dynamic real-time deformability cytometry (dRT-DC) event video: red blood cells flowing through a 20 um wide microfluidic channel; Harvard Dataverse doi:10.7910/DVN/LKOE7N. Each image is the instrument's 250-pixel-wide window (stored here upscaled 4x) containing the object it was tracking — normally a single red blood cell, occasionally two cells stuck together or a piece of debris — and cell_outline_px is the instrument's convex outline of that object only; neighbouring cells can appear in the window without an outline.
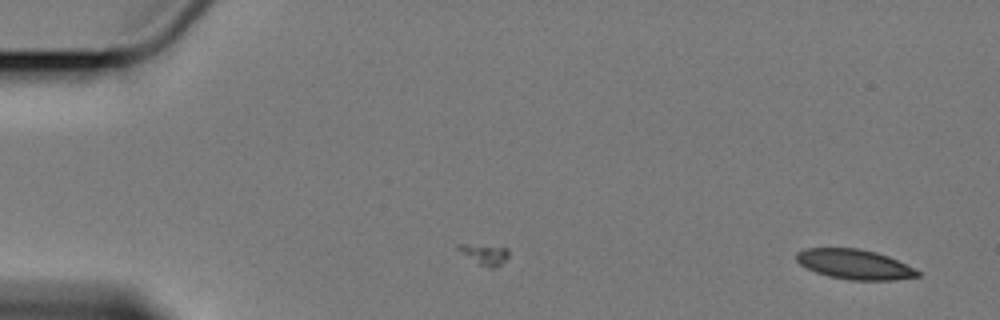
{"species": "Egyptian fruit bat (a non-hibernating species)", "species_latin": "Rousettus aegyptiacus", "temperature_condition": "cold", "stored_images_in_passage": 5, "camera_frame_rate_fps": 3000, "um_per_image_px": 0.085, "animal": {"sex": "female"}, "frame": {"image": 1, "passage_image": 1, "time_ms": 0.0, "image_size_px": [1000, 320], "cell_outline_px": [[920, 276], [892, 280], [852, 280], [828, 276], [816, 272], [800, 264], [796, 260], [796, 252], [804, 248], [860, 248], [876, 252], [888, 256], [920, 272]], "centroid_in_image_um": [72.6, 22.46], "position_along_channel_um": 12.4, "area_um2": 20.92}}